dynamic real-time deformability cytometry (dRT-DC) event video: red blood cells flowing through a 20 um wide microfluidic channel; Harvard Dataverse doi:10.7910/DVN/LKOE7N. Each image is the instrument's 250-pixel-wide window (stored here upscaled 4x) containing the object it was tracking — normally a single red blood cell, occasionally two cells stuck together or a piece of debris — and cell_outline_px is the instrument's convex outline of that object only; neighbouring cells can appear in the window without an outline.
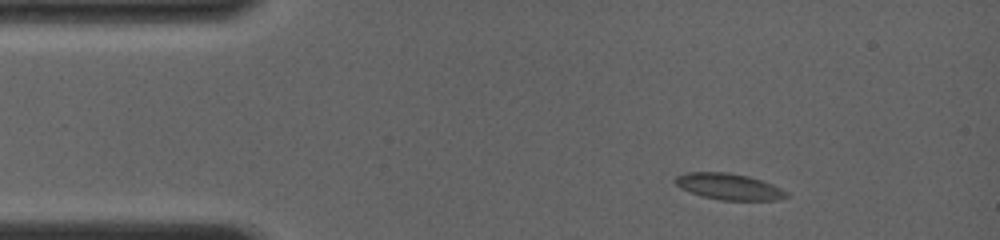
{"species": "common noctule bat (a hibernating species)", "species_latin": "Nyctalus noctula", "temperature_condition": "room temperature", "stored_images_in_passage": 14, "camera_frame_rate_fps": 4000, "um_per_image_px": 0.085, "animal": {"sex": "female", "body_mass_g": 19.0, "forearm_length_mm": 56.7}, "frame": {"image": 1, "passage_image": 3, "time_ms": 1.0, "image_size_px": [1000, 240], "cell_outline_px": [[792, 196], [776, 200], [720, 200], [700, 196], [680, 188], [672, 180], [676, 176], [684, 172], [728, 172], [748, 176], [772, 184], [788, 192]], "centroid_in_image_um": [61.94, 15.86], "position_along_channel_um": 23.1, "area_um2": 17.22}}
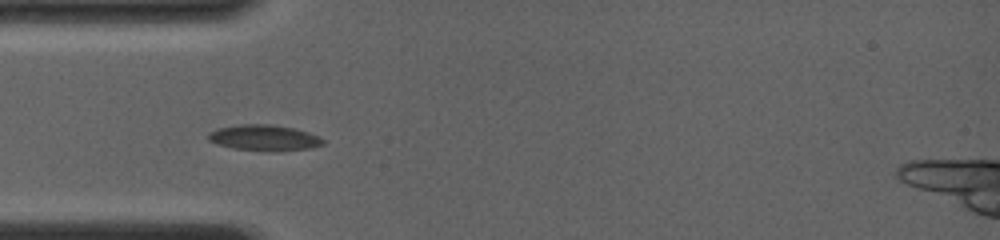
{"frame": {"image": 2, "passage_image": 13, "time_ms": 3.5, "image_size_px": [1000, 240], "cell_outline_px": [[324, 144], [312, 148], [232, 148], [216, 144], [208, 140], [208, 132], [216, 128], [236, 124], [272, 124], [292, 128], [308, 132], [324, 140]], "centroid_in_image_um": [22.35, 11.64], "position_along_channel_um": 62.6, "area_um2": 16.36}}